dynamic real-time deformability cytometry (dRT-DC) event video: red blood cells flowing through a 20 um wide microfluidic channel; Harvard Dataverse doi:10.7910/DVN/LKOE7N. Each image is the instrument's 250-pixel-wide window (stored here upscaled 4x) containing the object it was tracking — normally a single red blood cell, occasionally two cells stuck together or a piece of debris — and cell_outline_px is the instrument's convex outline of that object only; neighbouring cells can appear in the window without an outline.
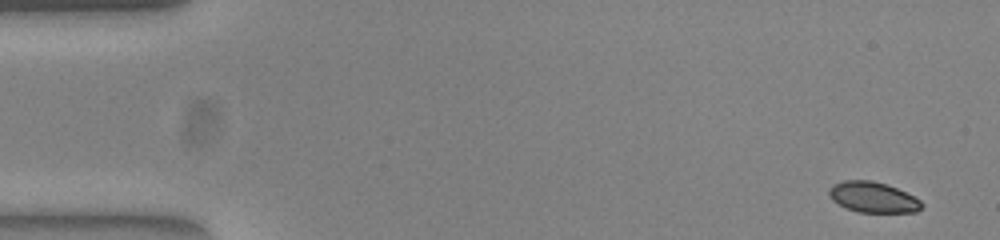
{"species": "common noctule bat (a hibernating species)", "species_latin": "Nyctalus noctula", "temperature_condition": "warm", "stored_images_in_passage": 52, "segment_of_instrument_passage": [1, 2], "camera_frame_rate_fps": 3000, "um_per_image_px": 0.085, "animal": {"sex": "female", "body_mass_g": 23.0, "forearm_length_mm": 53.4}, "frame": {"image": 1, "passage_image": 1, "time_ms": 0.0, "image_size_px": [1000, 240], "cell_outline_px": [[924, 204], [916, 212], [860, 212], [844, 208], [832, 200], [828, 192], [828, 188], [832, 184], [844, 180], [872, 180], [896, 188], [920, 200]], "centroid_in_image_um": [74.15, 16.76], "position_along_channel_um": 10.9, "area_um2": 16.47}}
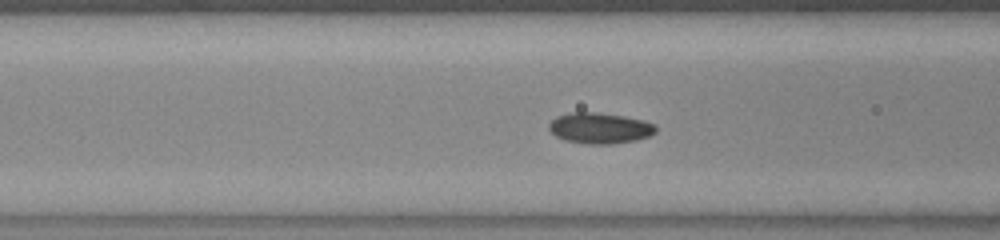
{"frame": {"image": 2, "passage_image": 19, "time_ms": 6.0, "image_size_px": [1000, 240], "cell_outline_px": [[656, 132], [648, 136], [636, 140], [612, 144], [584, 144], [564, 140], [556, 136], [548, 128], [548, 124], [556, 116], [572, 112], [596, 112], [624, 116], [644, 120], [656, 124]], "centroid_in_image_um": [50.98, 10.89], "position_along_channel_um": 115.6, "area_um2": 19.36}}
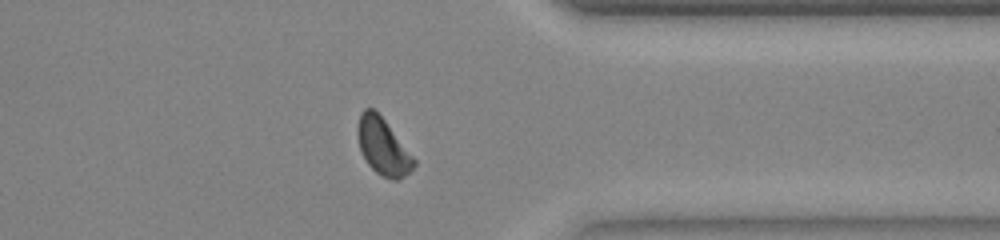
{"frame": {"image": 3, "passage_image": 40, "time_ms": 13.0, "image_size_px": [1000, 240], "cell_outline_px": [[416, 164], [404, 176], [396, 180], [392, 180], [376, 172], [368, 164], [360, 148], [356, 132], [360, 112], [364, 108], [372, 108], [384, 120], [416, 160]], "centroid_in_image_um": [32.53, 12.45], "position_along_channel_um": 378.9, "area_um2": 18.15}}